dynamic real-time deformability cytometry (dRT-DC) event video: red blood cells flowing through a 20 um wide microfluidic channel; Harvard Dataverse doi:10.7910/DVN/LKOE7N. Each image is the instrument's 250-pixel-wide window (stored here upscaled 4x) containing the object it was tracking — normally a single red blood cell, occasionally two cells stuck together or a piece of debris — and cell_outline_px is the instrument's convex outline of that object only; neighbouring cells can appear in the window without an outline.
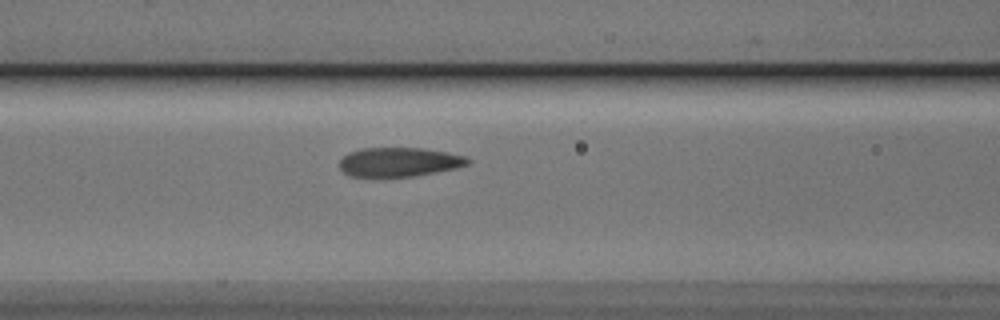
{"species": "Egyptian fruit bat (a non-hibernating species)", "species_latin": "Rousettus aegyptiacus", "temperature_condition": "cold", "stored_images_in_passage": 27, "camera_frame_rate_fps": 3000, "um_per_image_px": 0.085, "animal": {"sex": "male"}, "frame": {"image": 1, "passage_image": 19, "time_ms": 6.0, "image_size_px": [1000, 320], "cell_outline_px": [[472, 160], [468, 164], [456, 168], [412, 176], [348, 176], [340, 168], [340, 160], [348, 152], [360, 148], [424, 148], [468, 156]], "centroid_in_image_um": [33.94, 13.75], "position_along_channel_um": 132.7, "area_um2": 21.73}}
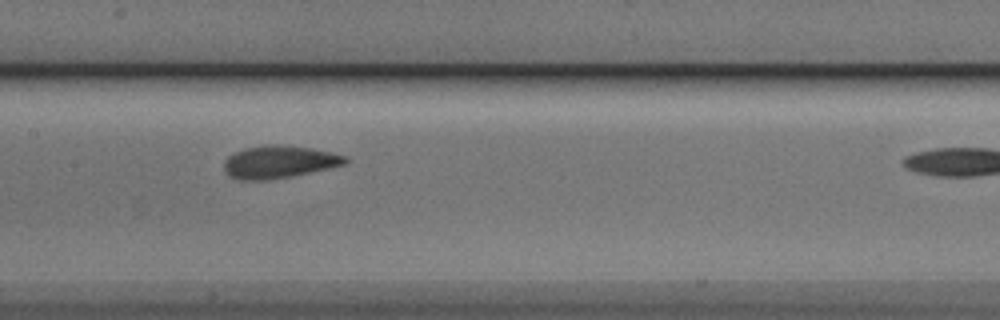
{"frame": {"image": 2, "passage_image": 23, "time_ms": 7.333, "image_size_px": [1000, 320], "cell_outline_px": [[348, 160], [344, 164], [328, 168], [292, 176], [268, 180], [240, 180], [228, 176], [224, 172], [224, 160], [228, 156], [244, 148], [264, 144], [272, 144], [312, 148], [332, 152], [348, 156]], "centroid_in_image_um": [23.69, 13.76], "position_along_channel_um": 183.7, "area_um2": 23.12}}
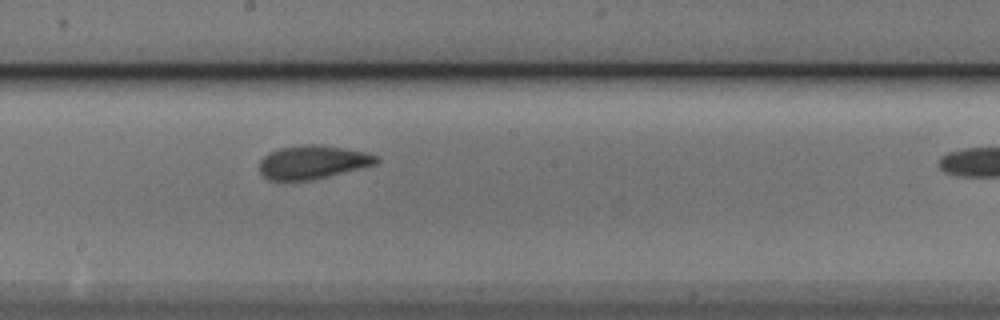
{"frame": {"image": 3, "passage_image": 26, "time_ms": 8.333, "image_size_px": [1000, 320], "cell_outline_px": [[380, 160], [376, 164], [312, 180], [268, 180], [260, 172], [260, 160], [268, 152], [280, 148], [304, 144], [324, 144], [364, 152], [380, 156]], "centroid_in_image_um": [26.58, 13.77], "position_along_channel_um": 221.6, "area_um2": 22.89}}